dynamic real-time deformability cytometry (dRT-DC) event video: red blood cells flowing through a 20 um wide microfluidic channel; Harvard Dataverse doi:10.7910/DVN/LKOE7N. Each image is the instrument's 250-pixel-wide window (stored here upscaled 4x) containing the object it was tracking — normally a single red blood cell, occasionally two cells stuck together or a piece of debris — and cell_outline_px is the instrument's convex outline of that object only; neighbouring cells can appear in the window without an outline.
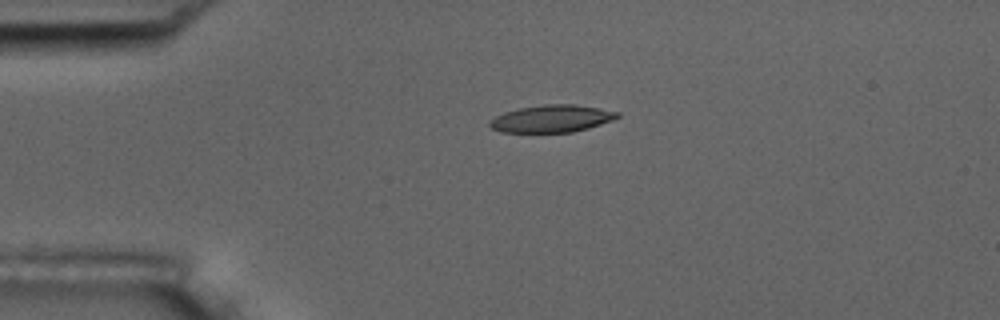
{"species": "common noctule bat (a hibernating species)", "species_latin": "Nyctalus noctula", "temperature_condition": "room temperature", "stored_images_in_passage": 5, "camera_frame_rate_fps": 3000, "um_per_image_px": 0.085, "animal": {"sex": "male", "body_mass_g": 17.5, "forearm_length_mm": 52.3}, "frame": {"image": 1, "passage_image": 4, "time_ms": 3.667, "image_size_px": [1000, 320], "cell_outline_px": [[620, 116], [612, 120], [588, 128], [572, 132], [500, 132], [492, 128], [488, 124], [496, 116], [504, 112], [520, 108], [544, 104], [572, 104], [600, 108], [620, 112]], "centroid_in_image_um": [46.91, 10.08], "position_along_channel_um": 38.1, "area_um2": 20.17}}